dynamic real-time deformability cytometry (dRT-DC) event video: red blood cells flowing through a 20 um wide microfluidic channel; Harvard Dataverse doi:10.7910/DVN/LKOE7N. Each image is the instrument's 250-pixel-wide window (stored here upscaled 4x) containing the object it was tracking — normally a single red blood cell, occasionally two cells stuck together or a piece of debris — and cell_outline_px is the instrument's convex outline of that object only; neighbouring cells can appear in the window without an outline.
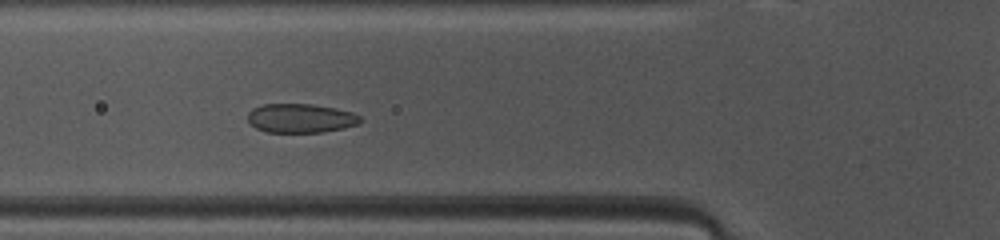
{"species": "common noctule bat (a hibernating species)", "species_latin": "Nyctalus noctula", "temperature_condition": "warm", "stored_images_in_passage": 38, "camera_frame_rate_fps": 3000, "um_per_image_px": 0.085, "animal": {"sex": "female", "body_mass_g": 10.0, "forearm_length_mm": 53.1}, "frame": {"image": 1, "passage_image": 6, "time_ms": 1.667, "image_size_px": [1000, 240], "cell_outline_px": [[360, 120], [356, 124], [344, 128], [320, 132], [268, 132], [256, 128], [248, 120], [248, 112], [252, 108], [264, 104], [312, 104], [336, 108], [352, 112], [360, 116]], "centroid_in_image_um": [25.53, 10.04], "position_along_channel_um": 100.3, "area_um2": 18.9}}
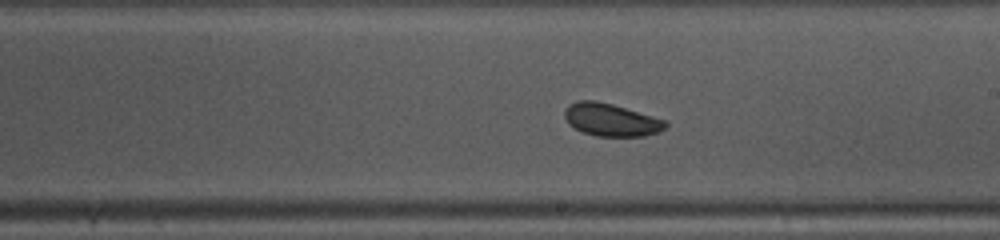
{"frame": {"image": 2, "passage_image": 16, "time_ms": 5.0, "image_size_px": [1000, 240], "cell_outline_px": [[668, 124], [660, 132], [644, 136], [596, 136], [584, 132], [568, 124], [564, 116], [564, 112], [568, 104], [576, 100], [596, 100], [612, 104], [668, 120]], "centroid_in_image_um": [51.95, 10.17], "position_along_channel_um": 237.0, "area_um2": 19.36}}
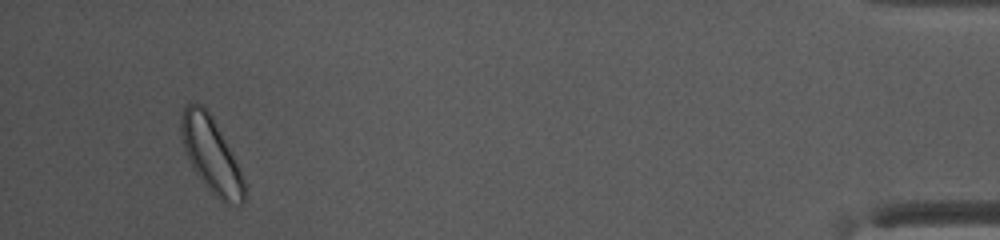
{"frame": {"image": 3, "passage_image": 35, "time_ms": 11.333, "image_size_px": [1000, 240], "cell_outline_px": [[244, 200], [240, 204], [224, 204], [200, 180], [192, 168], [184, 148], [180, 132], [180, 116], [184, 104], [192, 100], [200, 104], [212, 116], [240, 168], [244, 184]], "centroid_in_image_um": [17.91, 13.12], "position_along_channel_um": 417.3, "area_um2": 27.63}, "authors_computed_cell_mechanics": {"area_um2": 19.5364, "velocity_mm_per_s": 4.098, "shape_relaxation_time_tau1_ms": 10.3523, "shape_relaxation_time_tau2_ms": null, "deformation_change_tau1": 0.1896, "deformation_change_tau2": null}}